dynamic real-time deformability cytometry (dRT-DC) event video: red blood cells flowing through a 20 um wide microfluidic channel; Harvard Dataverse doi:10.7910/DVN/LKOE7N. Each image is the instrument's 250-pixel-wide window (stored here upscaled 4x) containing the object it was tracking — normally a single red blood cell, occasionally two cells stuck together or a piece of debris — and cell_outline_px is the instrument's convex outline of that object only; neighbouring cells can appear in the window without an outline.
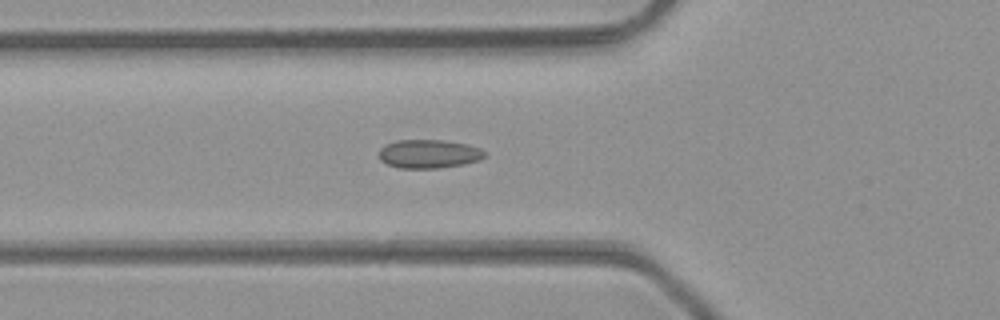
{"species": "common noctule bat (a hibernating species)", "species_latin": "Nyctalus noctula", "temperature_condition": "room temperature", "stored_images_in_passage": 47, "camera_frame_rate_fps": 3000, "um_per_image_px": 0.085, "animal": {"sex": "male", "body_mass_g": 23.1, "forearm_length_mm": 52.7}, "frame": {"image": 1, "passage_image": 17, "time_ms": 5.333, "image_size_px": [1000, 320], "cell_outline_px": [[488, 152], [480, 160], [464, 164], [440, 168], [400, 168], [388, 164], [380, 160], [380, 148], [384, 144], [396, 140], [444, 140], [468, 144], [480, 148]], "centroid_in_image_um": [36.47, 13.07], "position_along_channel_um": 89.3, "area_um2": 17.8}}
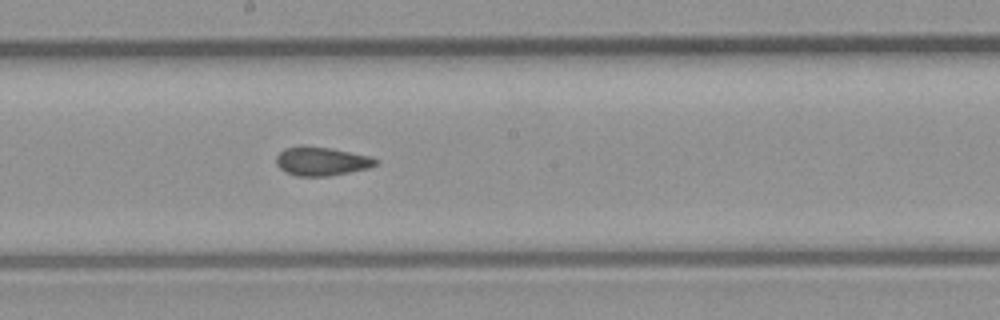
{"frame": {"image": 2, "passage_image": 26, "time_ms": 8.333, "image_size_px": [1000, 320], "cell_outline_px": [[376, 164], [368, 168], [328, 176], [296, 176], [280, 168], [276, 164], [276, 156], [284, 148], [304, 144], [332, 148], [368, 156], [376, 160]], "centroid_in_image_um": [27.26, 13.68], "position_along_channel_um": 220.9, "area_um2": 16.59}}
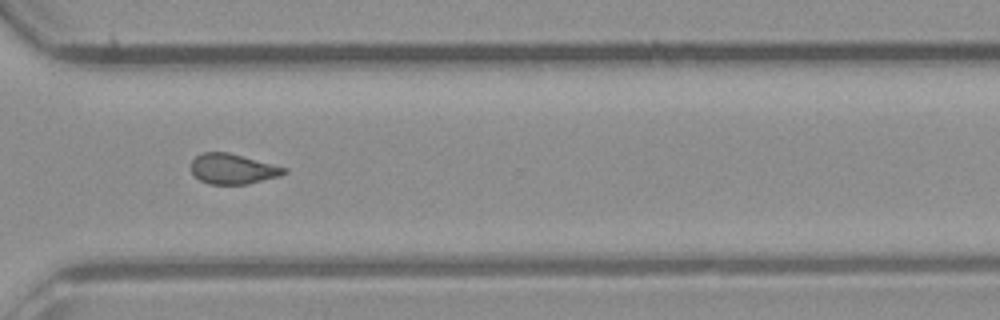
{"frame": {"image": 3, "passage_image": 35, "time_ms": 11.333, "image_size_px": [1000, 320], "cell_outline_px": [[288, 172], [280, 176], [248, 184], [208, 184], [200, 180], [192, 172], [192, 160], [196, 156], [204, 152], [228, 152], [288, 168]], "centroid_in_image_um": [19.82, 14.36], "position_along_channel_um": 350.8, "area_um2": 16.36}, "authors_computed_cell_mechanics": {"area_um2": 17.051, "velocity_mm_per_s": 4.3499, "shape_relaxation_time_tau1_ms": null, "shape_relaxation_time_tau2_ms": 1.4216, "deformation_change_tau1": null, "deformation_change_tau2": 0.0773}}